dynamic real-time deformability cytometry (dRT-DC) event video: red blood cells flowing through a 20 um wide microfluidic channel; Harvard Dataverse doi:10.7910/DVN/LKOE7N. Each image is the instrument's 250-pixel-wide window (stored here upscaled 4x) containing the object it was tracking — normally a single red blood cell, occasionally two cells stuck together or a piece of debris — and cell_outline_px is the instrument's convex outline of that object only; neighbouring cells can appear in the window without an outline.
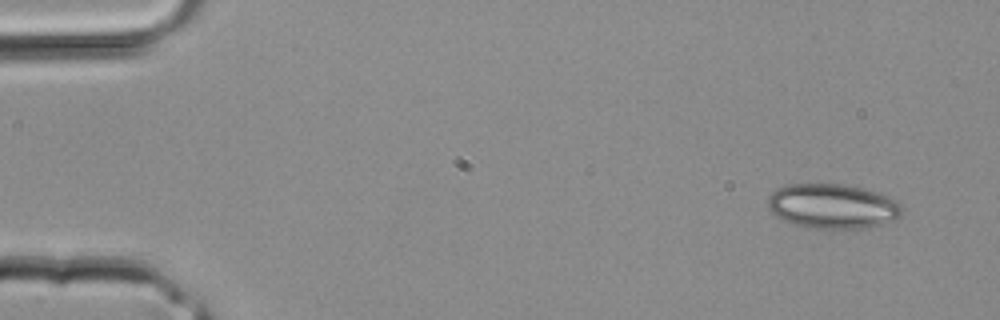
{"species": "common noctule bat (a hibernating species)", "species_latin": "Nyctalus noctula", "temperature_condition": "room temperature", "stored_images_in_passage": 3, "camera_frame_rate_fps": 3000, "um_per_image_px": 0.085, "animal": {"sex": "male", "body_mass_g": 20.4}, "frame": {"image": 1, "passage_image": 3, "time_ms": 0.667, "image_size_px": [1000, 320], "cell_outline_px": [[904, 212], [896, 220], [884, 224], [860, 228], [804, 228], [784, 220], [776, 216], [768, 208], [768, 196], [772, 192], [788, 184], [840, 184], [860, 188], [876, 192], [896, 200], [904, 208]], "centroid_in_image_um": [70.78, 17.54], "position_along_channel_um": 14.2, "area_um2": 34.97}}